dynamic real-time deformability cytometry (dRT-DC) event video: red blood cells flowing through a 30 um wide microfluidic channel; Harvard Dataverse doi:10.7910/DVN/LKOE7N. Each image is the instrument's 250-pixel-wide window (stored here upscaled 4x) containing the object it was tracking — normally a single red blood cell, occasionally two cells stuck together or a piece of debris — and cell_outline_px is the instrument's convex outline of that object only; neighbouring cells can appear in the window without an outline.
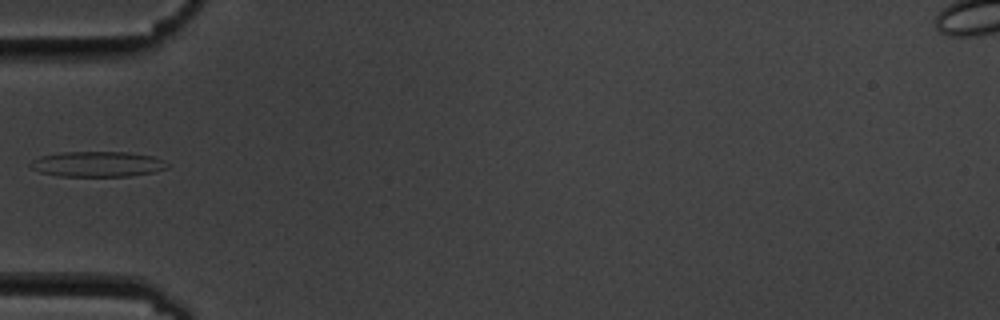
{"species": "common noctule bat (a hibernating species)", "species_latin": "Nyctalus noctula", "temperature_condition": "cold", "stored_images_in_passage": 7, "camera_frame_rate_fps": 3000, "um_per_image_px": 0.085, "animal": {"sex": "male", "body_mass_g": 19.5, "forearm_length_mm": 54.6}, "frame": {"image": 1, "passage_image": 6, "time_ms": 5.667, "image_size_px": [1000, 320], "cell_outline_px": [[168, 168], [156, 172], [128, 176], [60, 176], [40, 172], [32, 168], [28, 164], [32, 160], [40, 156], [60, 152], [128, 152], [152, 156], [168, 164]], "centroid_in_image_um": [8.26, 13.95], "position_along_channel_um": 76.7, "area_um2": 20.23}}